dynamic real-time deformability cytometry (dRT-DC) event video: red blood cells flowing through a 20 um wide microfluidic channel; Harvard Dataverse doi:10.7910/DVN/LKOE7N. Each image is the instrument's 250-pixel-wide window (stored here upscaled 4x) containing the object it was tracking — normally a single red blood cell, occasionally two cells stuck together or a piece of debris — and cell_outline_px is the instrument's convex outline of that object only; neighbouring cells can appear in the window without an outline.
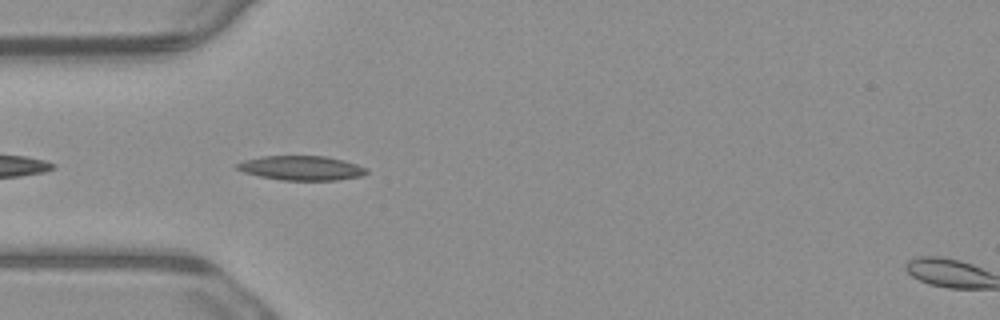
{"species": "common noctule bat (a hibernating species)", "species_latin": "Nyctalus noctula", "temperature_condition": "warm", "stored_images_in_passage": 5, "camera_frame_rate_fps": 3000, "um_per_image_px": 0.085, "animal": {"sex": "male", "body_mass_g": 23.1, "forearm_length_mm": 52.7}, "frame": {"image": 1, "passage_image": 4, "time_ms": 1.0, "image_size_px": [1000, 320], "cell_outline_px": [[368, 172], [360, 176], [336, 180], [280, 180], [260, 176], [244, 172], [236, 168], [236, 164], [244, 160], [264, 156], [324, 156], [344, 160], [368, 168]], "centroid_in_image_um": [25.63, 14.28], "position_along_channel_um": 59.4, "area_um2": 18.32}}